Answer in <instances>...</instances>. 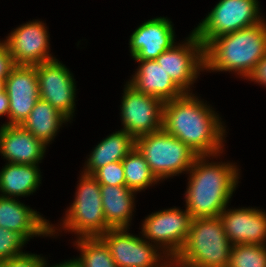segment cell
Returning <instances> with one entry per match:
<instances>
[{
    "label": "cell",
    "instance_id": "6da1fadb",
    "mask_svg": "<svg viewBox=\"0 0 266 267\" xmlns=\"http://www.w3.org/2000/svg\"><path fill=\"white\" fill-rule=\"evenodd\" d=\"M207 101L194 93L164 102L162 129L188 145L197 155L224 152L226 127Z\"/></svg>",
    "mask_w": 266,
    "mask_h": 267
},
{
    "label": "cell",
    "instance_id": "7a4b0ae2",
    "mask_svg": "<svg viewBox=\"0 0 266 267\" xmlns=\"http://www.w3.org/2000/svg\"><path fill=\"white\" fill-rule=\"evenodd\" d=\"M222 153L198 155L187 172L184 201L192 218L220 216L238 187L241 169L235 163L209 161Z\"/></svg>",
    "mask_w": 266,
    "mask_h": 267
},
{
    "label": "cell",
    "instance_id": "3957f363",
    "mask_svg": "<svg viewBox=\"0 0 266 267\" xmlns=\"http://www.w3.org/2000/svg\"><path fill=\"white\" fill-rule=\"evenodd\" d=\"M266 55V19L213 39L204 48L205 71L234 72L246 79Z\"/></svg>",
    "mask_w": 266,
    "mask_h": 267
},
{
    "label": "cell",
    "instance_id": "277c9868",
    "mask_svg": "<svg viewBox=\"0 0 266 267\" xmlns=\"http://www.w3.org/2000/svg\"><path fill=\"white\" fill-rule=\"evenodd\" d=\"M232 246L220 216L193 218L187 240L172 265L228 267Z\"/></svg>",
    "mask_w": 266,
    "mask_h": 267
},
{
    "label": "cell",
    "instance_id": "5b68a950",
    "mask_svg": "<svg viewBox=\"0 0 266 267\" xmlns=\"http://www.w3.org/2000/svg\"><path fill=\"white\" fill-rule=\"evenodd\" d=\"M80 175L74 201L61 219L59 229L51 223V237L63 230L76 234V238L100 237L111 229L104 217L101 185L92 175L82 171Z\"/></svg>",
    "mask_w": 266,
    "mask_h": 267
},
{
    "label": "cell",
    "instance_id": "8992f818",
    "mask_svg": "<svg viewBox=\"0 0 266 267\" xmlns=\"http://www.w3.org/2000/svg\"><path fill=\"white\" fill-rule=\"evenodd\" d=\"M135 148L160 182L184 172L187 174L198 156L188 145L163 129L137 137Z\"/></svg>",
    "mask_w": 266,
    "mask_h": 267
},
{
    "label": "cell",
    "instance_id": "52a82bcc",
    "mask_svg": "<svg viewBox=\"0 0 266 267\" xmlns=\"http://www.w3.org/2000/svg\"><path fill=\"white\" fill-rule=\"evenodd\" d=\"M258 0H219L192 31L204 48L215 38L252 27L265 18Z\"/></svg>",
    "mask_w": 266,
    "mask_h": 267
},
{
    "label": "cell",
    "instance_id": "ba28073f",
    "mask_svg": "<svg viewBox=\"0 0 266 267\" xmlns=\"http://www.w3.org/2000/svg\"><path fill=\"white\" fill-rule=\"evenodd\" d=\"M192 219L186 208L176 206L152 212L143 220L140 233L173 260L187 240Z\"/></svg>",
    "mask_w": 266,
    "mask_h": 267
},
{
    "label": "cell",
    "instance_id": "9c48e42d",
    "mask_svg": "<svg viewBox=\"0 0 266 267\" xmlns=\"http://www.w3.org/2000/svg\"><path fill=\"white\" fill-rule=\"evenodd\" d=\"M129 229L111 228L100 236L118 267H172V260L156 245Z\"/></svg>",
    "mask_w": 266,
    "mask_h": 267
},
{
    "label": "cell",
    "instance_id": "30bf717a",
    "mask_svg": "<svg viewBox=\"0 0 266 267\" xmlns=\"http://www.w3.org/2000/svg\"><path fill=\"white\" fill-rule=\"evenodd\" d=\"M155 60L184 93H193L191 88L205 70L204 46L193 31Z\"/></svg>",
    "mask_w": 266,
    "mask_h": 267
},
{
    "label": "cell",
    "instance_id": "8fae6325",
    "mask_svg": "<svg viewBox=\"0 0 266 267\" xmlns=\"http://www.w3.org/2000/svg\"><path fill=\"white\" fill-rule=\"evenodd\" d=\"M120 105L122 130L134 139L162 129L164 102L143 94L126 82Z\"/></svg>",
    "mask_w": 266,
    "mask_h": 267
},
{
    "label": "cell",
    "instance_id": "7c38bea8",
    "mask_svg": "<svg viewBox=\"0 0 266 267\" xmlns=\"http://www.w3.org/2000/svg\"><path fill=\"white\" fill-rule=\"evenodd\" d=\"M39 83L40 99L49 102L71 123L76 104V81L73 73L58 59L34 65Z\"/></svg>",
    "mask_w": 266,
    "mask_h": 267
},
{
    "label": "cell",
    "instance_id": "4fadbf2b",
    "mask_svg": "<svg viewBox=\"0 0 266 267\" xmlns=\"http://www.w3.org/2000/svg\"><path fill=\"white\" fill-rule=\"evenodd\" d=\"M49 37L46 23L33 20L15 28L4 41L15 65L34 66L56 59L50 53Z\"/></svg>",
    "mask_w": 266,
    "mask_h": 267
},
{
    "label": "cell",
    "instance_id": "5bb4252c",
    "mask_svg": "<svg viewBox=\"0 0 266 267\" xmlns=\"http://www.w3.org/2000/svg\"><path fill=\"white\" fill-rule=\"evenodd\" d=\"M4 88L9 98L7 125H22L40 99L35 66L16 65L7 76Z\"/></svg>",
    "mask_w": 266,
    "mask_h": 267
},
{
    "label": "cell",
    "instance_id": "9a60e30c",
    "mask_svg": "<svg viewBox=\"0 0 266 267\" xmlns=\"http://www.w3.org/2000/svg\"><path fill=\"white\" fill-rule=\"evenodd\" d=\"M172 21L167 17L149 19L130 35L129 51L133 60H155L176 42Z\"/></svg>",
    "mask_w": 266,
    "mask_h": 267
},
{
    "label": "cell",
    "instance_id": "2e32d148",
    "mask_svg": "<svg viewBox=\"0 0 266 267\" xmlns=\"http://www.w3.org/2000/svg\"><path fill=\"white\" fill-rule=\"evenodd\" d=\"M225 234L232 245H266V212L253 207L225 208L221 214Z\"/></svg>",
    "mask_w": 266,
    "mask_h": 267
},
{
    "label": "cell",
    "instance_id": "e0dca14e",
    "mask_svg": "<svg viewBox=\"0 0 266 267\" xmlns=\"http://www.w3.org/2000/svg\"><path fill=\"white\" fill-rule=\"evenodd\" d=\"M47 147L21 125L3 124L0 127V155L8 163L39 165Z\"/></svg>",
    "mask_w": 266,
    "mask_h": 267
},
{
    "label": "cell",
    "instance_id": "ac0fdd59",
    "mask_svg": "<svg viewBox=\"0 0 266 267\" xmlns=\"http://www.w3.org/2000/svg\"><path fill=\"white\" fill-rule=\"evenodd\" d=\"M0 227L21 234L27 241L36 236L51 237L49 220L16 198L0 196Z\"/></svg>",
    "mask_w": 266,
    "mask_h": 267
},
{
    "label": "cell",
    "instance_id": "d6986e66",
    "mask_svg": "<svg viewBox=\"0 0 266 267\" xmlns=\"http://www.w3.org/2000/svg\"><path fill=\"white\" fill-rule=\"evenodd\" d=\"M135 61L139 64L138 68L127 81L134 89L143 94L155 96L163 102L184 94L156 60Z\"/></svg>",
    "mask_w": 266,
    "mask_h": 267
},
{
    "label": "cell",
    "instance_id": "ffe728a7",
    "mask_svg": "<svg viewBox=\"0 0 266 267\" xmlns=\"http://www.w3.org/2000/svg\"><path fill=\"white\" fill-rule=\"evenodd\" d=\"M100 193L106 223L111 228H130L137 192L126 186L101 185Z\"/></svg>",
    "mask_w": 266,
    "mask_h": 267
},
{
    "label": "cell",
    "instance_id": "44dd1931",
    "mask_svg": "<svg viewBox=\"0 0 266 267\" xmlns=\"http://www.w3.org/2000/svg\"><path fill=\"white\" fill-rule=\"evenodd\" d=\"M41 178L39 165L7 162L0 171V196L16 199L30 196L38 190Z\"/></svg>",
    "mask_w": 266,
    "mask_h": 267
},
{
    "label": "cell",
    "instance_id": "7402d4cb",
    "mask_svg": "<svg viewBox=\"0 0 266 267\" xmlns=\"http://www.w3.org/2000/svg\"><path fill=\"white\" fill-rule=\"evenodd\" d=\"M135 148V139L124 130L115 131L102 139L85 161L83 173L92 175L107 164L122 161Z\"/></svg>",
    "mask_w": 266,
    "mask_h": 267
},
{
    "label": "cell",
    "instance_id": "603a6c76",
    "mask_svg": "<svg viewBox=\"0 0 266 267\" xmlns=\"http://www.w3.org/2000/svg\"><path fill=\"white\" fill-rule=\"evenodd\" d=\"M67 122L70 121L49 102L39 99L21 126L49 146Z\"/></svg>",
    "mask_w": 266,
    "mask_h": 267
},
{
    "label": "cell",
    "instance_id": "cb8c5ba5",
    "mask_svg": "<svg viewBox=\"0 0 266 267\" xmlns=\"http://www.w3.org/2000/svg\"><path fill=\"white\" fill-rule=\"evenodd\" d=\"M125 186L135 192L146 190L160 181L151 172L149 165L140 152L134 148L122 161Z\"/></svg>",
    "mask_w": 266,
    "mask_h": 267
},
{
    "label": "cell",
    "instance_id": "d4e9b609",
    "mask_svg": "<svg viewBox=\"0 0 266 267\" xmlns=\"http://www.w3.org/2000/svg\"><path fill=\"white\" fill-rule=\"evenodd\" d=\"M74 244L80 251V256L74 258L80 267H118L100 237H80Z\"/></svg>",
    "mask_w": 266,
    "mask_h": 267
},
{
    "label": "cell",
    "instance_id": "484cf974",
    "mask_svg": "<svg viewBox=\"0 0 266 267\" xmlns=\"http://www.w3.org/2000/svg\"><path fill=\"white\" fill-rule=\"evenodd\" d=\"M228 267H266V245H233Z\"/></svg>",
    "mask_w": 266,
    "mask_h": 267
},
{
    "label": "cell",
    "instance_id": "4316f807",
    "mask_svg": "<svg viewBox=\"0 0 266 267\" xmlns=\"http://www.w3.org/2000/svg\"><path fill=\"white\" fill-rule=\"evenodd\" d=\"M28 241L19 233L0 227V261L22 255Z\"/></svg>",
    "mask_w": 266,
    "mask_h": 267
},
{
    "label": "cell",
    "instance_id": "83f0119b",
    "mask_svg": "<svg viewBox=\"0 0 266 267\" xmlns=\"http://www.w3.org/2000/svg\"><path fill=\"white\" fill-rule=\"evenodd\" d=\"M92 176L100 185L125 186L124 167L121 161L100 167Z\"/></svg>",
    "mask_w": 266,
    "mask_h": 267
},
{
    "label": "cell",
    "instance_id": "f1b7e54d",
    "mask_svg": "<svg viewBox=\"0 0 266 267\" xmlns=\"http://www.w3.org/2000/svg\"><path fill=\"white\" fill-rule=\"evenodd\" d=\"M46 259L43 256L26 252L22 255L0 261V267H44Z\"/></svg>",
    "mask_w": 266,
    "mask_h": 267
},
{
    "label": "cell",
    "instance_id": "f546056e",
    "mask_svg": "<svg viewBox=\"0 0 266 267\" xmlns=\"http://www.w3.org/2000/svg\"><path fill=\"white\" fill-rule=\"evenodd\" d=\"M15 66L6 42L0 40V79L3 82H5V79Z\"/></svg>",
    "mask_w": 266,
    "mask_h": 267
},
{
    "label": "cell",
    "instance_id": "4dcf8cb0",
    "mask_svg": "<svg viewBox=\"0 0 266 267\" xmlns=\"http://www.w3.org/2000/svg\"><path fill=\"white\" fill-rule=\"evenodd\" d=\"M246 80L266 87V55L254 67Z\"/></svg>",
    "mask_w": 266,
    "mask_h": 267
},
{
    "label": "cell",
    "instance_id": "1f68e13d",
    "mask_svg": "<svg viewBox=\"0 0 266 267\" xmlns=\"http://www.w3.org/2000/svg\"><path fill=\"white\" fill-rule=\"evenodd\" d=\"M9 98L5 88L0 90V117L4 115L9 119Z\"/></svg>",
    "mask_w": 266,
    "mask_h": 267
},
{
    "label": "cell",
    "instance_id": "d6a6232c",
    "mask_svg": "<svg viewBox=\"0 0 266 267\" xmlns=\"http://www.w3.org/2000/svg\"><path fill=\"white\" fill-rule=\"evenodd\" d=\"M49 263H47V260H46V263H45V266L44 267H80L79 264L77 263V261L73 258V259H70V260H65L64 262L62 261L61 263H57L55 265H50L48 266Z\"/></svg>",
    "mask_w": 266,
    "mask_h": 267
},
{
    "label": "cell",
    "instance_id": "836d02e7",
    "mask_svg": "<svg viewBox=\"0 0 266 267\" xmlns=\"http://www.w3.org/2000/svg\"><path fill=\"white\" fill-rule=\"evenodd\" d=\"M4 88V82L0 79V90Z\"/></svg>",
    "mask_w": 266,
    "mask_h": 267
},
{
    "label": "cell",
    "instance_id": "e575fe53",
    "mask_svg": "<svg viewBox=\"0 0 266 267\" xmlns=\"http://www.w3.org/2000/svg\"><path fill=\"white\" fill-rule=\"evenodd\" d=\"M172 267H184V266H179V265H172Z\"/></svg>",
    "mask_w": 266,
    "mask_h": 267
}]
</instances>
